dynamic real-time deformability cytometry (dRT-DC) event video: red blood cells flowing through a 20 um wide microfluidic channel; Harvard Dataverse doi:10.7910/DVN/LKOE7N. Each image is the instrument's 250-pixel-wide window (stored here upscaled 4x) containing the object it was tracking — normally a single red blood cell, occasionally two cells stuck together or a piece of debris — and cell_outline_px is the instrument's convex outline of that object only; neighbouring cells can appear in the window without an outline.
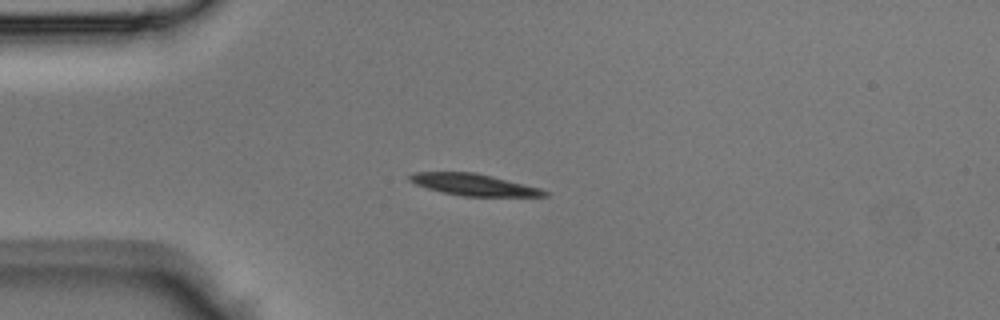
{"species": "Egyptian fruit bat (a non-hibernating species)", "species_latin": "Rousettus aegyptiacus", "temperature_condition": "room temperature", "stored_images_in_passage": 43, "camera_frame_rate_fps": 3000, "um_per_image_px": 0.085, "animal": {"sex": "male"}, "frame": {"image": 1, "passage_image": 10, "time_ms": 3.0, "image_size_px": [1000, 320], "cell_outline_px": [[548, 196], [464, 196], [444, 192], [428, 188], [416, 184], [408, 180], [408, 176], [412, 172], [476, 172], [540, 188], [548, 192]], "centroid_in_image_um": [40.25, 15.69], "position_along_channel_um": 44.7, "area_um2": 16.82}}
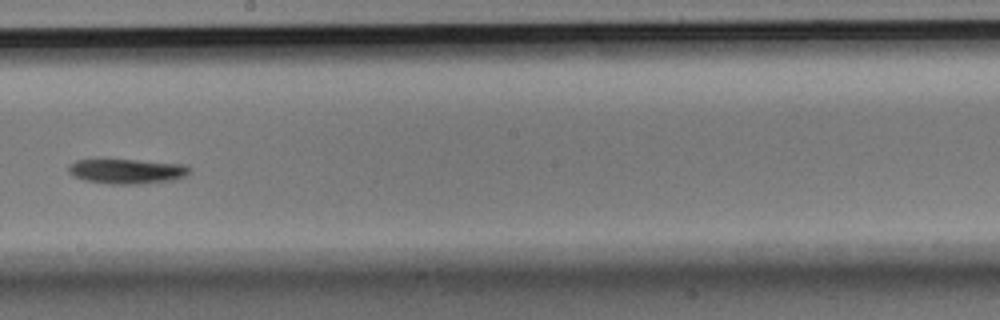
{"frame": {"image": 2, "passage_image": 24, "time_ms": 7.667, "image_size_px": [1000, 320], "cell_outline_px": [[192, 172], [184, 176], [172, 180], [136, 184], [108, 184], [84, 180], [68, 172], [68, 164], [76, 160], [100, 156], [188, 164]], "centroid_in_image_um": [10.74, 14.49], "position_along_channel_um": 237.5, "area_um2": 18.61}}
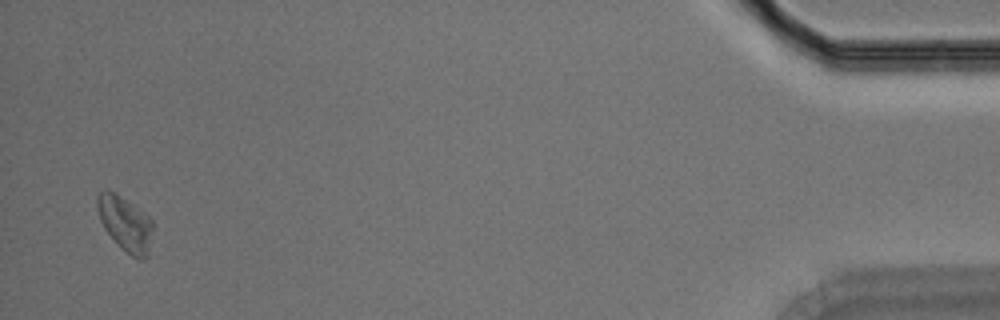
{"frame": {"image": 3, "passage_image": 42, "time_ms": 13.667, "image_size_px": [1000, 320], "cell_outline_px": [[152, 228], [148, 256], [144, 260], [140, 260], [132, 256], [104, 228], [100, 220], [96, 204], [96, 196], [104, 188], [108, 188], [116, 192], [148, 216], [152, 220]], "centroid_in_image_um": [10.63, 18.95], "position_along_channel_um": 424.6, "area_um2": 17.46}}